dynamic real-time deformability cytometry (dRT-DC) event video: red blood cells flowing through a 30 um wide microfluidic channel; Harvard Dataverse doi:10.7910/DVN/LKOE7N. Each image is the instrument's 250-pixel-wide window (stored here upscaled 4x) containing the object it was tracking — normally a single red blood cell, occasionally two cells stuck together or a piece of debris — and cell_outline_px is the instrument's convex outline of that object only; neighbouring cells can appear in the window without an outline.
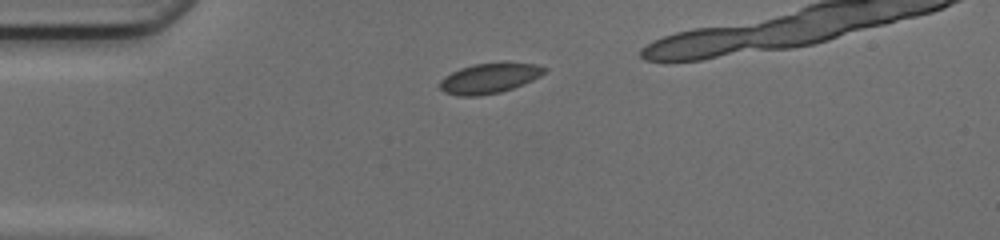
{"species": "common noctule bat (a hibernating species)", "species_latin": "Nyctalus noctula", "temperature_condition": "cold", "stored_images_in_passage": 29, "camera_frame_rate_fps": 3000, "um_per_image_px": 0.085, "animal": {"sex": "female", "body_mass_g": 17.0, "forearm_length_mm": 48.0}, "frame": {"image": 1, "passage_image": 1, "time_ms": 0.0, "image_size_px": [1000, 240], "cell_outline_px": [[548, 68], [540, 76], [532, 80], [512, 88], [500, 92], [476, 96], [460, 96], [444, 92], [440, 88], [440, 80], [444, 76], [460, 68], [476, 64], [536, 64]], "centroid_in_image_um": [41.55, 6.67], "position_along_channel_um": 43.4, "area_um2": 17.8}}
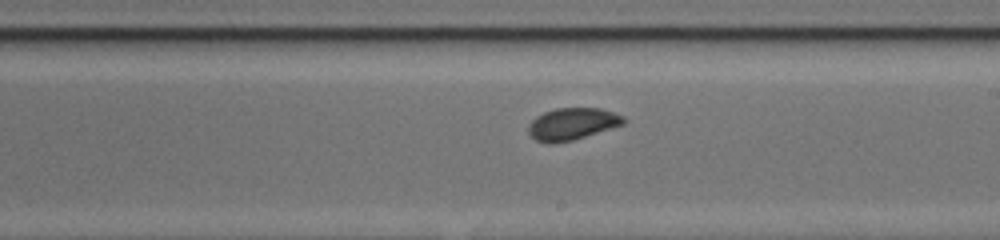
{"frame": {"image": 2, "passage_image": 17, "time_ms": 5.333, "image_size_px": [1000, 240], "cell_outline_px": [[624, 124], [572, 140], [552, 144], [548, 144], [536, 140], [528, 132], [528, 124], [536, 116], [544, 112], [556, 108], [600, 108], [624, 116]], "centroid_in_image_um": [48.6, 10.53], "position_along_channel_um": 240.4, "area_um2": 17.63}}
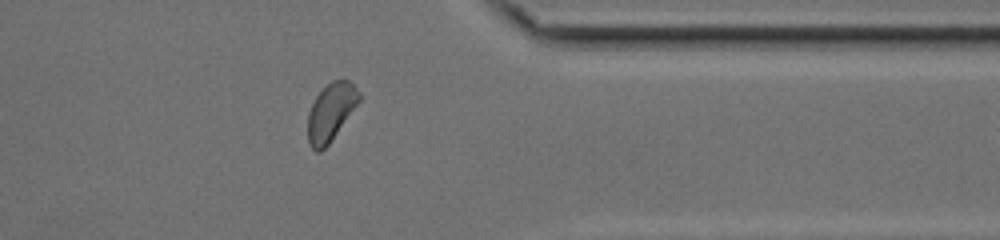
{"frame": {"image": 3, "passage_image": 28, "time_ms": 9.0, "image_size_px": [1000, 240], "cell_outline_px": [[360, 100], [328, 144], [320, 152], [316, 152], [308, 144], [308, 112], [316, 96], [332, 80], [348, 80], [360, 92]], "centroid_in_image_um": [28.1, 9.53], "position_along_channel_um": 383.3, "area_um2": 16.82}}